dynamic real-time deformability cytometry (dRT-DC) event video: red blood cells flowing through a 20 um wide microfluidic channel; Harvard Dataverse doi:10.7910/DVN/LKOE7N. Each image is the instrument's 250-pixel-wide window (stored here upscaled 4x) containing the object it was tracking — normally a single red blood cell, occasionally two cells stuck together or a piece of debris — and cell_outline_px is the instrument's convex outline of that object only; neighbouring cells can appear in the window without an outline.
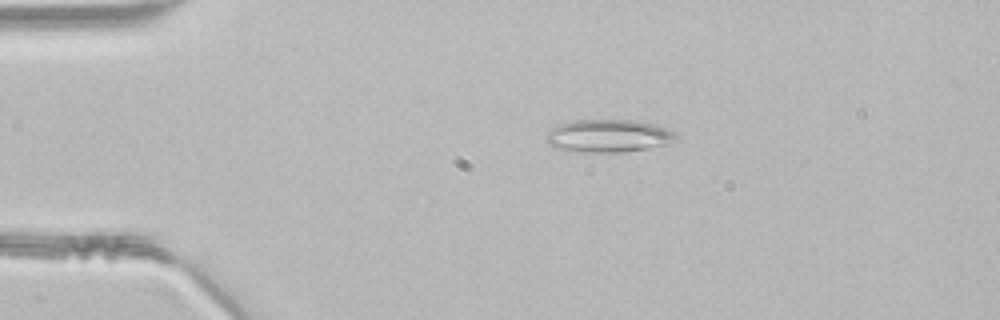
{"species": "common noctule bat (a hibernating species)", "species_latin": "Nyctalus noctula", "temperature_condition": "room temperature", "stored_images_in_passage": 41, "camera_frame_rate_fps": 3000, "um_per_image_px": 0.085, "animal": {"sex": "male", "body_mass_g": 21.5, "forearm_length_mm": 52.0}, "frame": {"image": 1, "passage_image": 3, "time_ms": 0.667, "image_size_px": [1000, 320], "cell_outline_px": [[680, 136], [668, 144], [620, 152], [584, 152], [560, 148], [548, 144], [548, 132], [552, 128], [560, 124], [572, 120], [636, 120], [656, 124], [668, 128], [676, 132]], "centroid_in_image_um": [51.79, 11.53], "position_along_channel_um": 33.2, "area_um2": 24.62}}
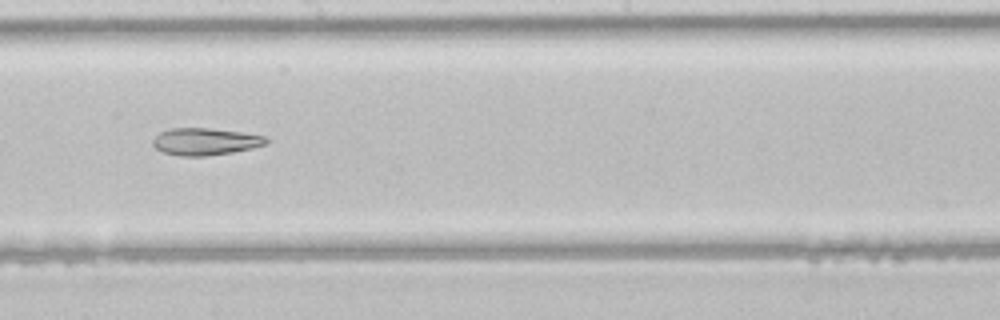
{"frame": {"image": 2, "passage_image": 20, "time_ms": 6.333, "image_size_px": [1000, 320], "cell_outline_px": [[268, 144], [252, 148], [232, 152], [204, 156], [180, 156], [164, 152], [156, 148], [152, 144], [152, 140], [160, 132], [172, 128], [208, 128], [240, 132], [264, 136], [268, 140]], "centroid_in_image_um": [17.44, 12.03], "position_along_channel_um": 230.8, "area_um2": 17.74}}
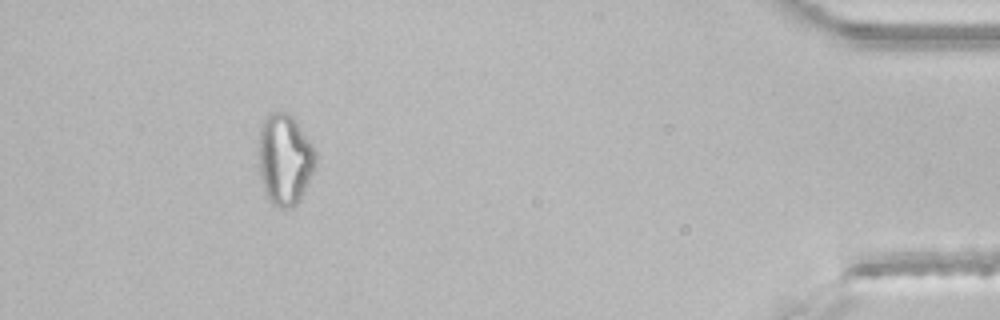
{"frame": {"image": 3, "passage_image": 37, "time_ms": 12.0, "image_size_px": [1000, 320], "cell_outline_px": [[316, 160], [308, 184], [296, 204], [284, 208], [276, 208], [268, 200], [260, 176], [260, 128], [268, 112], [288, 112], [296, 120], [316, 152]], "centroid_in_image_um": [24.2, 13.54], "position_along_channel_um": 411.0, "area_um2": 29.82}}